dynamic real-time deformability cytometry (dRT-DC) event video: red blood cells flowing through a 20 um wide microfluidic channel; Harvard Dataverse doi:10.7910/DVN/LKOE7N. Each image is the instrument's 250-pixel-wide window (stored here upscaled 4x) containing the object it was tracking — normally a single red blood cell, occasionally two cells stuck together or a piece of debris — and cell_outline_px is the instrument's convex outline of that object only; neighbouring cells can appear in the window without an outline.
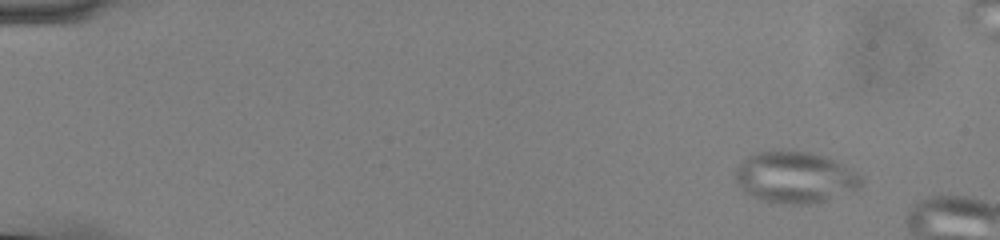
{"species": "common noctule bat (a hibernating species)", "species_latin": "Nyctalus noctula", "temperature_condition": "cold", "stored_images_in_passage": 15, "camera_frame_rate_fps": 3000, "um_per_image_px": 0.085, "animal": {"sex": "male", "body_mass_g": 13.0, "forearm_length_mm": 53.1}, "frame": {"image": 1, "passage_image": 5, "time_ms": 1.333, "image_size_px": [1000, 240], "cell_outline_px": [[864, 180], [860, 188], [856, 192], [808, 204], [792, 204], [764, 200], [748, 192], [736, 180], [736, 168], [752, 152], [776, 148], [808, 152], [824, 156], [856, 172]], "centroid_in_image_um": [67.62, 15.03], "position_along_channel_um": 17.4, "area_um2": 37.63}}